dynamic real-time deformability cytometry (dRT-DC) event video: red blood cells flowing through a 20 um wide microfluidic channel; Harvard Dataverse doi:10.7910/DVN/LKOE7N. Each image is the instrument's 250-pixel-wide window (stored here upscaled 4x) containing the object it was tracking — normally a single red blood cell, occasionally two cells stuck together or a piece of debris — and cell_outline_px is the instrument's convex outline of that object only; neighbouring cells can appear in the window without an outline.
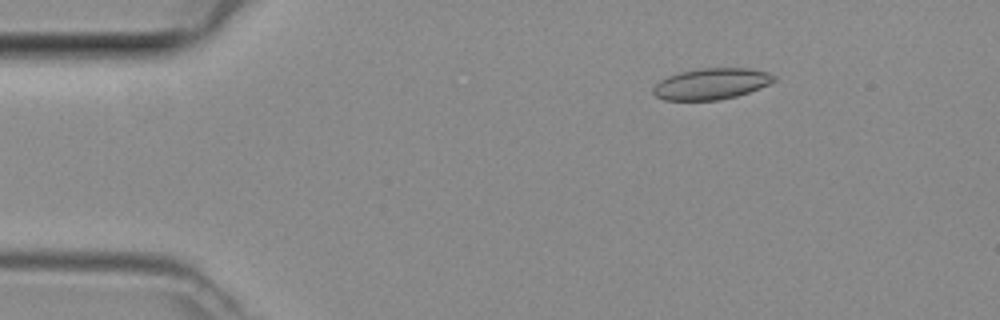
{"species": "common noctule bat (a hibernating species)", "species_latin": "Nyctalus noctula", "temperature_condition": "room temperature", "stored_images_in_passage": 34, "camera_frame_rate_fps": 3000, "um_per_image_px": 0.085, "animal": {"sex": "female", "body_mass_g": 29.2, "forearm_length_mm": 56.3}, "frame": {"image": 1, "passage_image": 3, "time_ms": 0.667, "image_size_px": [1000, 320], "cell_outline_px": [[776, 80], [772, 84], [736, 96], [720, 100], [664, 100], [656, 96], [652, 92], [652, 88], [660, 80], [668, 76], [680, 72], [700, 68], [748, 68], [768, 72], [776, 76]], "centroid_in_image_um": [60.48, 7.12], "position_along_channel_um": 24.5, "area_um2": 22.08}}
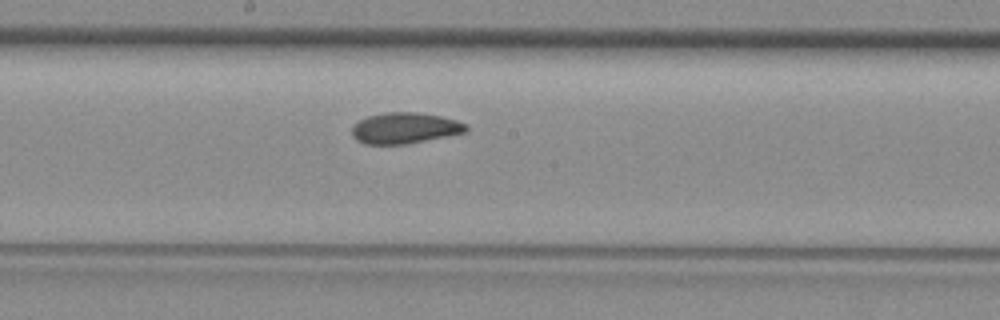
{"frame": {"image": 2, "passage_image": 21, "time_ms": 6.667, "image_size_px": [1000, 320], "cell_outline_px": [[468, 132], [404, 144], [364, 144], [356, 140], [352, 136], [352, 124], [368, 116], [384, 112], [416, 112], [440, 116], [456, 120], [468, 124]], "centroid_in_image_um": [34.4, 10.88], "position_along_channel_um": 213.8, "area_um2": 20.69}}
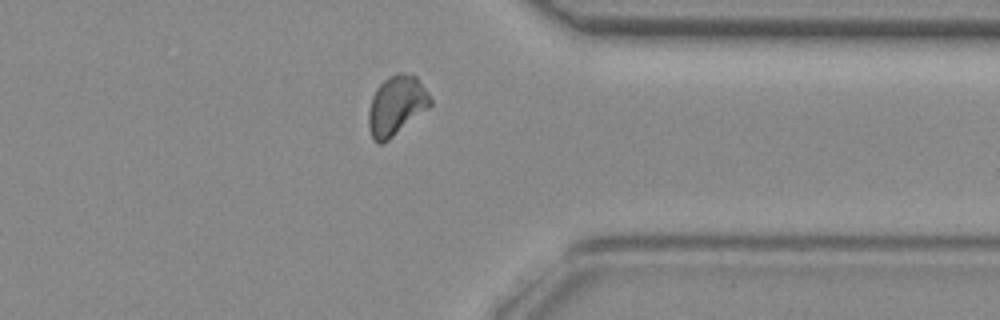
{"frame": {"image": 3, "passage_image": 33, "time_ms": 10.667, "image_size_px": [1000, 320], "cell_outline_px": [[432, 104], [428, 108], [388, 140], [380, 144], [372, 140], [368, 128], [368, 112], [372, 96], [376, 88], [388, 76], [396, 72], [400, 72], [416, 76], [428, 92], [432, 100]], "centroid_in_image_um": [33.67, 8.96], "position_along_channel_um": 377.7, "area_um2": 21.44}}